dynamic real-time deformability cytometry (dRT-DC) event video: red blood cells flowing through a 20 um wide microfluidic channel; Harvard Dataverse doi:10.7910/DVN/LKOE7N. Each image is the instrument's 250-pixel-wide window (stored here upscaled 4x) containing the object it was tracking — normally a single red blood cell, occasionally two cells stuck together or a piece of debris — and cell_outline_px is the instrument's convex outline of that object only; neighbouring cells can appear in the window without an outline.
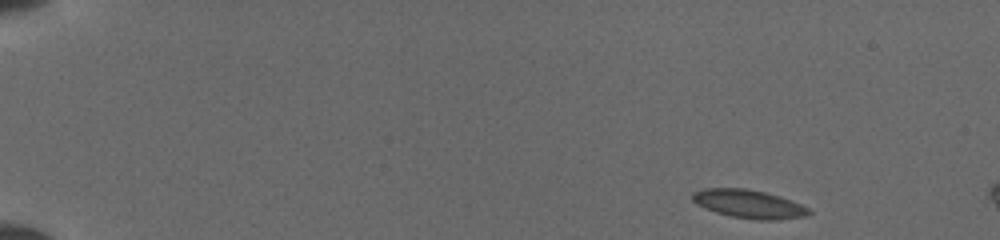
{"species": "common noctule bat (a hibernating species)", "species_latin": "Nyctalus noctula", "temperature_condition": "cold", "stored_images_in_passage": 3, "camera_frame_rate_fps": 3000, "um_per_image_px": 0.085, "animal": {"sex": "female", "body_mass_g": 19.5, "forearm_length_mm": 54.1}, "frame": {"image": 1, "passage_image": 1, "time_ms": 0.0, "image_size_px": [1000, 240], "cell_outline_px": [[812, 212], [808, 216], [776, 220], [756, 220], [732, 216], [716, 212], [696, 204], [692, 200], [692, 192], [704, 188], [748, 188], [764, 192], [800, 204], [808, 208]], "centroid_in_image_um": [63.63, 17.34], "position_along_channel_um": 21.4, "area_um2": 19.13}}